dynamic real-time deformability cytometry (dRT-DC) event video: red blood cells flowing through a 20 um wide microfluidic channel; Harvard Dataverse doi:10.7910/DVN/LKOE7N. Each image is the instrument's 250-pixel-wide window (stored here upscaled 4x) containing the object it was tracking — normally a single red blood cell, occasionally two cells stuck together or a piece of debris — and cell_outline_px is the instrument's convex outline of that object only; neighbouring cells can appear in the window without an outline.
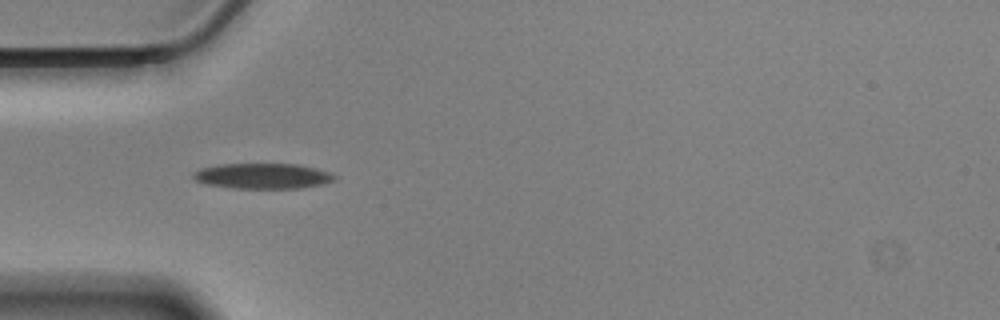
{"species": "Egyptian fruit bat (a non-hibernating species)", "species_latin": "Rousettus aegyptiacus", "temperature_condition": "cold", "stored_images_in_passage": 5, "camera_frame_rate_fps": 3000, "um_per_image_px": 0.085, "animal": {"sex": "male"}, "frame": {"image": 1, "passage_image": 1, "time_ms": 0.0, "image_size_px": [1000, 320], "cell_outline_px": [[336, 180], [324, 184], [300, 188], [232, 188], [208, 184], [196, 180], [192, 176], [192, 172], [200, 168], [216, 164], [296, 164], [316, 168], [328, 172], [336, 176]], "centroid_in_image_um": [22.32, 14.95], "position_along_channel_um": 62.7, "area_um2": 20.98}}